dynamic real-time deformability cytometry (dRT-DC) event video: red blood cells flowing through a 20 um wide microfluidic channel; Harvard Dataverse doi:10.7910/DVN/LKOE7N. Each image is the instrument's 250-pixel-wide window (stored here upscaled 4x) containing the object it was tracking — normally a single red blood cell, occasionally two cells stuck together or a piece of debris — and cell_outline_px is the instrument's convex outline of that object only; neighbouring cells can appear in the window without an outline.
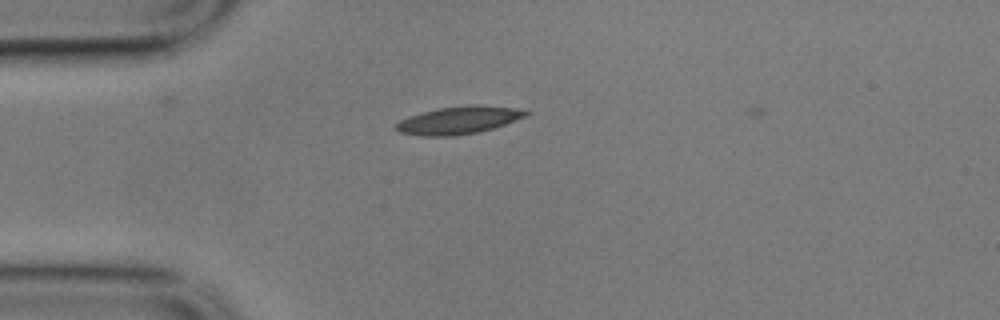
{"species": "common noctule bat (a hibernating species)", "species_latin": "Nyctalus noctula", "temperature_condition": "cold", "stored_images_in_passage": 42, "camera_frame_rate_fps": 3000, "um_per_image_px": 0.085, "animal": {"sex": "male", "body_mass_g": 17.9}, "frame": {"image": 1, "passage_image": 3, "time_ms": 0.667, "image_size_px": [1000, 320], "cell_outline_px": [[532, 112], [516, 120], [496, 128], [480, 132], [452, 136], [420, 136], [400, 132], [396, 128], [396, 124], [400, 120], [408, 116], [436, 108], [472, 104], [476, 104], [516, 108]], "centroid_in_image_um": [39.0, 10.21], "position_along_channel_um": 46.0, "area_um2": 21.1}}
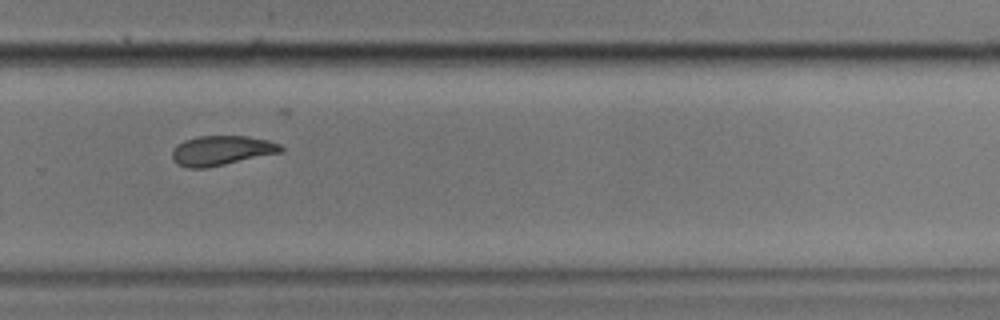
{"frame": {"image": 2, "passage_image": 27, "time_ms": 8.667, "image_size_px": [1000, 320], "cell_outline_px": [[284, 152], [208, 168], [188, 168], [176, 164], [172, 160], [172, 148], [184, 140], [196, 136], [244, 136], [268, 140], [280, 144], [284, 148]], "centroid_in_image_um": [18.82, 12.8], "position_along_channel_um": 311.0, "area_um2": 19.13}}
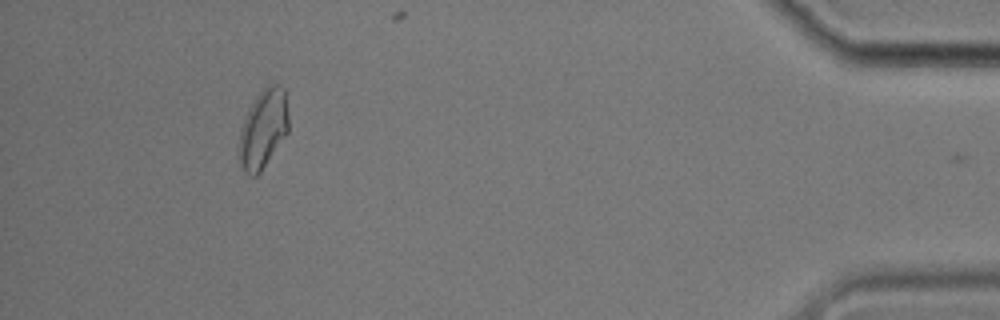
{"frame": {"image": 3, "passage_image": 41, "time_ms": 13.333, "image_size_px": [1000, 320], "cell_outline_px": [[288, 132], [260, 172], [256, 176], [248, 176], [244, 172], [240, 164], [240, 128], [248, 108], [260, 92], [268, 84], [280, 84], [284, 88], [288, 116]], "centroid_in_image_um": [22.37, 10.95], "position_along_channel_um": 412.8, "area_um2": 22.54}, "authors_computed_cell_mechanics": {"area_um2": 19.7387, "velocity_mm_per_s": 3.5113, "shape_relaxation_time_tau1_ms": 6.1516, "shape_relaxation_time_tau2_ms": 6.6133, "deformation_change_tau1": 0.1478, "deformation_change_tau2": 0.1302}}